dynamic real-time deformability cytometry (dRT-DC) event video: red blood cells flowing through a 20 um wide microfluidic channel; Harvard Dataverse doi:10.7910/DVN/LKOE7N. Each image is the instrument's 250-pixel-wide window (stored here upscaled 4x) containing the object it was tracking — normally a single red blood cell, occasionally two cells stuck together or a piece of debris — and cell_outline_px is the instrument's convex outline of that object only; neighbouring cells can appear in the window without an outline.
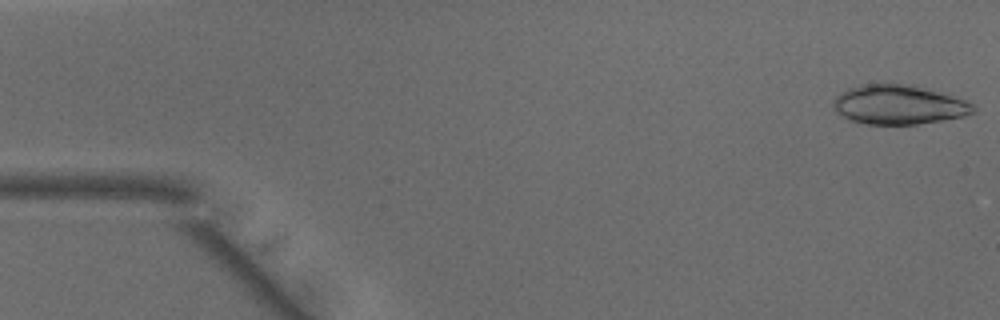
{"species": "common noctule bat (a hibernating species)", "species_latin": "Nyctalus noctula", "temperature_condition": "warm", "stored_images_in_passage": 47, "camera_frame_rate_fps": 3000, "um_per_image_px": 0.085, "animal": {"sex": "male", "body_mass_g": 15.6}, "frame": {"image": 1, "passage_image": 1, "time_ms": 0.0, "image_size_px": [1000, 320], "cell_outline_px": [[976, 112], [964, 116], [916, 124], [868, 124], [848, 120], [836, 112], [832, 108], [832, 104], [836, 96], [840, 92], [848, 88], [864, 84], [888, 80], [916, 84], [964, 100], [972, 104], [976, 108]], "centroid_in_image_um": [76.34, 8.85], "position_along_channel_um": 8.7, "area_um2": 32.95}}